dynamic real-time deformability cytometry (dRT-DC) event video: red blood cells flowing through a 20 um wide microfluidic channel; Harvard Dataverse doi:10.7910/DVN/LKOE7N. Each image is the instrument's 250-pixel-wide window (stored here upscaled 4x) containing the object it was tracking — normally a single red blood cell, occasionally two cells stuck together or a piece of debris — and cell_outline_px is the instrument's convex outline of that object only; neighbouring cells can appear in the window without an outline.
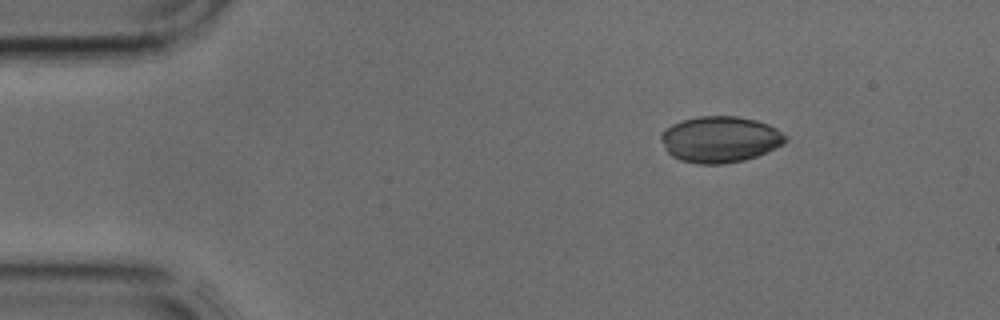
{"species": "common noctule bat (a hibernating species)", "species_latin": "Nyctalus noctula", "temperature_condition": "cold", "stored_images_in_passage": 3, "camera_frame_rate_fps": 3000, "um_per_image_px": 0.085, "animal": {"sex": "male", "body_mass_g": 17.9, "forearm_length_mm": 54.2}, "frame": {"image": 1, "passage_image": 1, "time_ms": 0.0, "image_size_px": [1000, 320], "cell_outline_px": [[788, 140], [784, 144], [776, 148], [756, 156], [744, 160], [724, 164], [700, 164], [680, 160], [672, 156], [664, 148], [660, 140], [660, 136], [672, 124], [684, 120], [700, 116], [736, 116], [756, 120], [768, 124], [776, 128], [788, 136]], "centroid_in_image_um": [61.23, 11.85], "position_along_channel_um": 23.8, "area_um2": 33.52}}
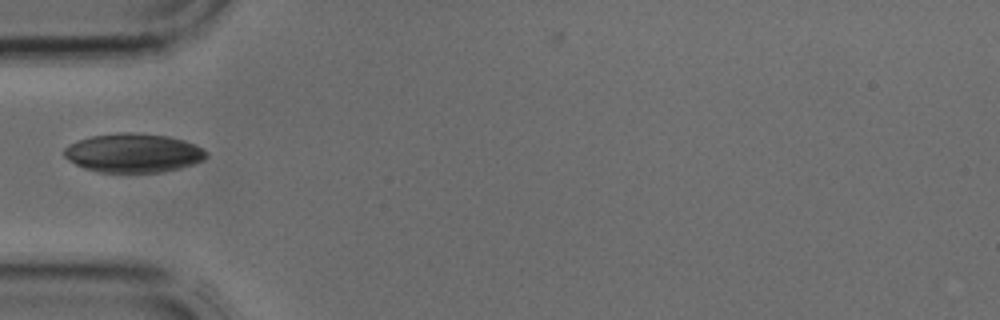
{"frame": {"image": 2, "passage_image": 3, "time_ms": 0.667, "image_size_px": [1000, 320], "cell_outline_px": [[208, 156], [204, 160], [180, 168], [164, 172], [96, 172], [84, 168], [68, 160], [64, 156], [64, 148], [80, 140], [92, 136], [120, 132], [136, 132], [168, 136], [184, 140], [196, 144], [208, 152]], "centroid_in_image_um": [11.37, 13.0], "position_along_channel_um": 73.6, "area_um2": 32.37}}